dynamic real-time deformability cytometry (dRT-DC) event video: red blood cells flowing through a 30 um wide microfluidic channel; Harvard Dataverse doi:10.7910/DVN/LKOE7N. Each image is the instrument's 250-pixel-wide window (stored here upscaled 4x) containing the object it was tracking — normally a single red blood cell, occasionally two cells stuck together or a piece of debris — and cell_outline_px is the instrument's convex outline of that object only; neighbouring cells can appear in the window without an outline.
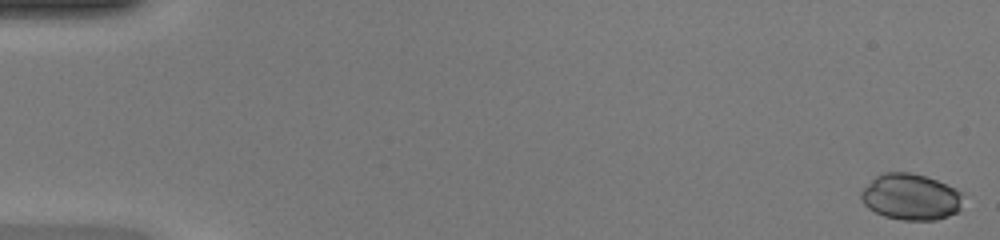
{"species": "common noctule bat (a hibernating species)", "species_latin": "Nyctalus noctula", "temperature_condition": "warm", "stored_images_in_passage": 49, "camera_frame_rate_fps": 3000, "um_per_image_px": 0.085, "animal": {"sex": "female", "body_mass_g": 20.0, "forearm_length_mm": 54.0}, "frame": {"image": 1, "passage_image": 1, "time_ms": 0.0, "image_size_px": [1000, 240], "cell_outline_px": [[960, 208], [956, 212], [948, 216], [936, 220], [904, 220], [884, 216], [868, 208], [864, 204], [860, 196], [860, 192], [876, 176], [884, 172], [912, 172], [936, 180], [960, 192]], "centroid_in_image_um": [77.37, 16.74], "position_along_channel_um": 7.6, "area_um2": 27.05}}
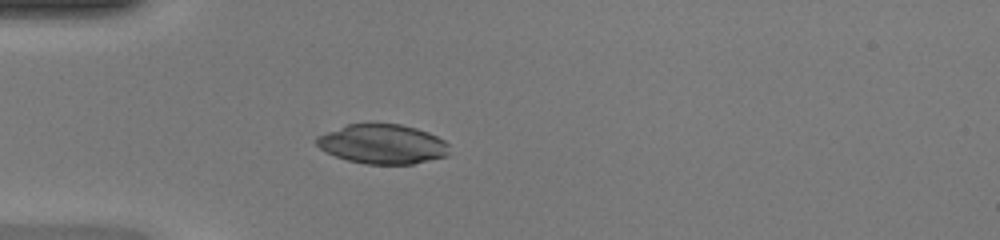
{"frame": {"image": 2, "passage_image": 15, "time_ms": 4.667, "image_size_px": [1000, 240], "cell_outline_px": [[448, 156], [412, 164], [364, 164], [348, 160], [336, 156], [320, 148], [316, 144], [316, 136], [348, 124], [372, 120], [400, 124], [416, 128], [428, 132], [444, 140], [448, 144]], "centroid_in_image_um": [32.51, 12.21], "position_along_channel_um": 52.5, "area_um2": 31.15}}